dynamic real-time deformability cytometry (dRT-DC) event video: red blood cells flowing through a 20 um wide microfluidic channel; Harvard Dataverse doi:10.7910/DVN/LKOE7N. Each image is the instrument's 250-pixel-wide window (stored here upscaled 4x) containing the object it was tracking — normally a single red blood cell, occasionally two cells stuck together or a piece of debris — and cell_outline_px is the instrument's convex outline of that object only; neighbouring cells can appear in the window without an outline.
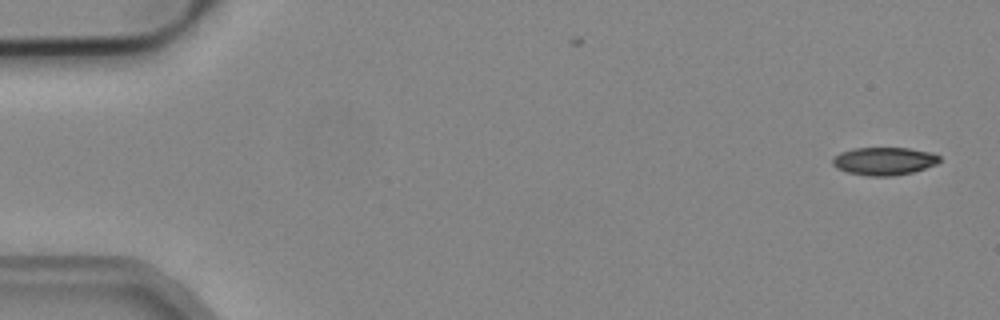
{"species": "common noctule bat (a hibernating species)", "species_latin": "Nyctalus noctula", "temperature_condition": "cold", "stored_images_in_passage": 4, "camera_frame_rate_fps": 3000, "um_per_image_px": 0.085, "animal": {"sex": "male", "body_mass_g": 19.2, "forearm_length_mm": 51.8}, "frame": {"image": 1, "passage_image": 1, "time_ms": 0.0, "image_size_px": [1000, 320], "cell_outline_px": [[940, 160], [936, 164], [912, 172], [892, 176], [868, 176], [848, 172], [836, 168], [832, 164], [832, 156], [840, 152], [852, 148], [908, 148], [932, 152], [940, 156]], "centroid_in_image_um": [75.11, 13.68], "position_along_channel_um": 9.9, "area_um2": 17.46}}